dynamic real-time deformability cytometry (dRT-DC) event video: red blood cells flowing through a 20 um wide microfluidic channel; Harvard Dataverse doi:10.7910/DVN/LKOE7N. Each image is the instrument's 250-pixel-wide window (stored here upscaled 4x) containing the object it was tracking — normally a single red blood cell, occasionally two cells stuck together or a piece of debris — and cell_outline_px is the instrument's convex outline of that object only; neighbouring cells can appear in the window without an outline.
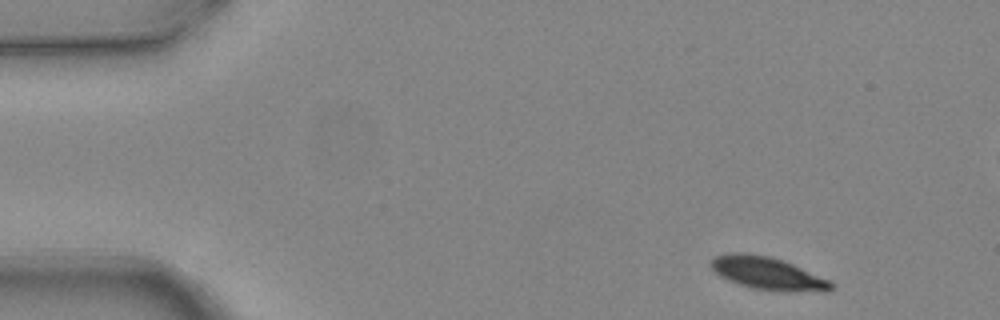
{"species": "common noctule bat (a hibernating species)", "species_latin": "Nyctalus noctula", "temperature_condition": "warm", "stored_images_in_passage": 6, "camera_frame_rate_fps": 3000, "um_per_image_px": 0.085, "animal": {"sex": "female", "body_mass_g": 24.6, "forearm_length_mm": 56.2}, "frame": {"image": 1, "passage_image": 1, "time_ms": 0.0, "image_size_px": [1000, 320], "cell_outline_px": [[836, 288], [828, 292], [788, 292], [752, 288], [728, 280], [720, 276], [708, 264], [712, 256], [728, 252], [744, 252], [768, 256], [792, 264], [832, 280], [836, 284]], "centroid_in_image_um": [65.3, 23.25], "position_along_channel_um": 19.7, "area_um2": 23.41}}
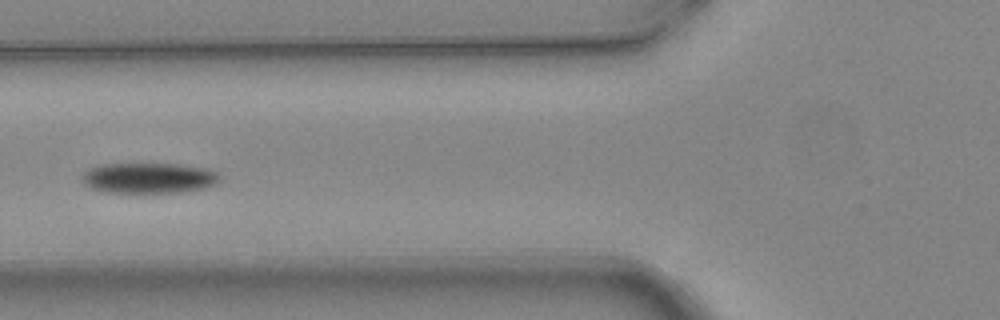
{"frame": {"image": 2, "passage_image": 5, "time_ms": 1.333, "image_size_px": [1000, 320], "cell_outline_px": [[220, 180], [216, 184], [204, 188], [180, 192], [104, 192], [92, 188], [84, 184], [80, 176], [88, 168], [100, 164], [176, 164], [204, 168], [216, 172], [220, 176]], "centroid_in_image_um": [12.61, 15.13], "position_along_channel_um": 113.2, "area_um2": 24.45}}
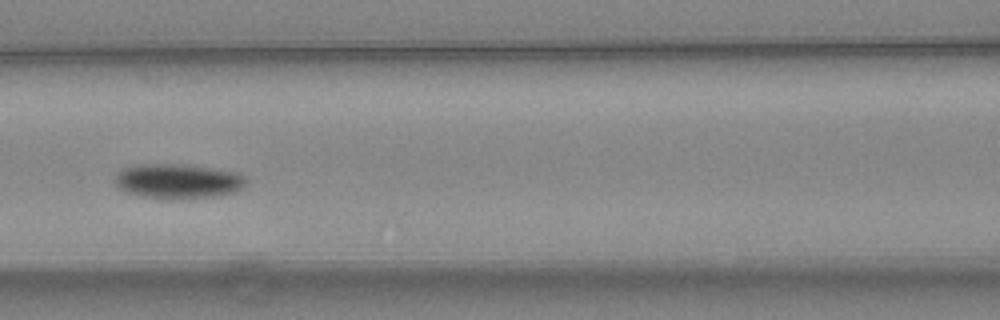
{"frame": {"image": 3, "passage_image": 6, "time_ms": 1.667, "image_size_px": [1000, 320], "cell_outline_px": [[248, 184], [244, 188], [236, 192], [216, 196], [176, 200], [172, 200], [144, 196], [128, 192], [116, 188], [112, 180], [116, 172], [124, 168], [136, 164], [184, 164], [240, 172], [248, 180]], "centroid_in_image_um": [15.14, 15.4], "position_along_channel_um": 151.5, "area_um2": 27.34}}